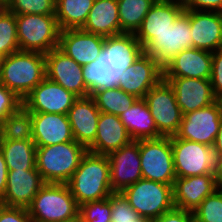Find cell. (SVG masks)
I'll return each mask as SVG.
<instances>
[{
	"label": "cell",
	"mask_w": 222,
	"mask_h": 222,
	"mask_svg": "<svg viewBox=\"0 0 222 222\" xmlns=\"http://www.w3.org/2000/svg\"><path fill=\"white\" fill-rule=\"evenodd\" d=\"M135 34L105 37L101 56L83 66V78L92 93L97 88L115 87L119 76L143 53Z\"/></svg>",
	"instance_id": "6da1fadb"
},
{
	"label": "cell",
	"mask_w": 222,
	"mask_h": 222,
	"mask_svg": "<svg viewBox=\"0 0 222 222\" xmlns=\"http://www.w3.org/2000/svg\"><path fill=\"white\" fill-rule=\"evenodd\" d=\"M67 185L78 206L110 197L113 191L108 156L87 151Z\"/></svg>",
	"instance_id": "7a4b0ae2"
},
{
	"label": "cell",
	"mask_w": 222,
	"mask_h": 222,
	"mask_svg": "<svg viewBox=\"0 0 222 222\" xmlns=\"http://www.w3.org/2000/svg\"><path fill=\"white\" fill-rule=\"evenodd\" d=\"M1 81L22 101L46 77L45 54L17 51L0 58Z\"/></svg>",
	"instance_id": "3957f363"
},
{
	"label": "cell",
	"mask_w": 222,
	"mask_h": 222,
	"mask_svg": "<svg viewBox=\"0 0 222 222\" xmlns=\"http://www.w3.org/2000/svg\"><path fill=\"white\" fill-rule=\"evenodd\" d=\"M87 149L70 141L36 148V169L45 183L67 184Z\"/></svg>",
	"instance_id": "277c9868"
},
{
	"label": "cell",
	"mask_w": 222,
	"mask_h": 222,
	"mask_svg": "<svg viewBox=\"0 0 222 222\" xmlns=\"http://www.w3.org/2000/svg\"><path fill=\"white\" fill-rule=\"evenodd\" d=\"M27 209L33 222H60L79 215V206L67 184L46 183Z\"/></svg>",
	"instance_id": "5b68a950"
},
{
	"label": "cell",
	"mask_w": 222,
	"mask_h": 222,
	"mask_svg": "<svg viewBox=\"0 0 222 222\" xmlns=\"http://www.w3.org/2000/svg\"><path fill=\"white\" fill-rule=\"evenodd\" d=\"M20 51L47 54L58 47L60 28L55 15L15 14Z\"/></svg>",
	"instance_id": "8992f818"
},
{
	"label": "cell",
	"mask_w": 222,
	"mask_h": 222,
	"mask_svg": "<svg viewBox=\"0 0 222 222\" xmlns=\"http://www.w3.org/2000/svg\"><path fill=\"white\" fill-rule=\"evenodd\" d=\"M141 217L157 219L175 208L173 184L140 179L121 192Z\"/></svg>",
	"instance_id": "52a82bcc"
},
{
	"label": "cell",
	"mask_w": 222,
	"mask_h": 222,
	"mask_svg": "<svg viewBox=\"0 0 222 222\" xmlns=\"http://www.w3.org/2000/svg\"><path fill=\"white\" fill-rule=\"evenodd\" d=\"M139 153L142 178L173 184L177 178L174 170L171 137L140 139Z\"/></svg>",
	"instance_id": "ba28073f"
},
{
	"label": "cell",
	"mask_w": 222,
	"mask_h": 222,
	"mask_svg": "<svg viewBox=\"0 0 222 222\" xmlns=\"http://www.w3.org/2000/svg\"><path fill=\"white\" fill-rule=\"evenodd\" d=\"M143 99L149 107L158 133L162 137L175 136L179 131L183 114L169 82L162 78Z\"/></svg>",
	"instance_id": "9c48e42d"
},
{
	"label": "cell",
	"mask_w": 222,
	"mask_h": 222,
	"mask_svg": "<svg viewBox=\"0 0 222 222\" xmlns=\"http://www.w3.org/2000/svg\"><path fill=\"white\" fill-rule=\"evenodd\" d=\"M193 47L189 10H184L164 32L158 33L144 48L163 68L177 54Z\"/></svg>",
	"instance_id": "30bf717a"
},
{
	"label": "cell",
	"mask_w": 222,
	"mask_h": 222,
	"mask_svg": "<svg viewBox=\"0 0 222 222\" xmlns=\"http://www.w3.org/2000/svg\"><path fill=\"white\" fill-rule=\"evenodd\" d=\"M176 177L213 174L215 154L211 146L171 136Z\"/></svg>",
	"instance_id": "8fae6325"
},
{
	"label": "cell",
	"mask_w": 222,
	"mask_h": 222,
	"mask_svg": "<svg viewBox=\"0 0 222 222\" xmlns=\"http://www.w3.org/2000/svg\"><path fill=\"white\" fill-rule=\"evenodd\" d=\"M222 119L218 102L183 115L176 136L193 142L213 146Z\"/></svg>",
	"instance_id": "7c38bea8"
},
{
	"label": "cell",
	"mask_w": 222,
	"mask_h": 222,
	"mask_svg": "<svg viewBox=\"0 0 222 222\" xmlns=\"http://www.w3.org/2000/svg\"><path fill=\"white\" fill-rule=\"evenodd\" d=\"M78 99L58 83L45 77L23 100L30 113H56L67 115Z\"/></svg>",
	"instance_id": "4fadbf2b"
},
{
	"label": "cell",
	"mask_w": 222,
	"mask_h": 222,
	"mask_svg": "<svg viewBox=\"0 0 222 222\" xmlns=\"http://www.w3.org/2000/svg\"><path fill=\"white\" fill-rule=\"evenodd\" d=\"M46 77L78 98L91 96L83 78V66L66 55L58 47L45 54Z\"/></svg>",
	"instance_id": "5bb4252c"
},
{
	"label": "cell",
	"mask_w": 222,
	"mask_h": 222,
	"mask_svg": "<svg viewBox=\"0 0 222 222\" xmlns=\"http://www.w3.org/2000/svg\"><path fill=\"white\" fill-rule=\"evenodd\" d=\"M163 78V68L150 55L142 53L118 78L116 87L138 99Z\"/></svg>",
	"instance_id": "9a60e30c"
},
{
	"label": "cell",
	"mask_w": 222,
	"mask_h": 222,
	"mask_svg": "<svg viewBox=\"0 0 222 222\" xmlns=\"http://www.w3.org/2000/svg\"><path fill=\"white\" fill-rule=\"evenodd\" d=\"M107 156L113 192H122L128 186L142 179L139 140H133Z\"/></svg>",
	"instance_id": "2e32d148"
},
{
	"label": "cell",
	"mask_w": 222,
	"mask_h": 222,
	"mask_svg": "<svg viewBox=\"0 0 222 222\" xmlns=\"http://www.w3.org/2000/svg\"><path fill=\"white\" fill-rule=\"evenodd\" d=\"M105 37L82 29L61 30L58 48L80 66L97 60L104 49Z\"/></svg>",
	"instance_id": "e0dca14e"
},
{
	"label": "cell",
	"mask_w": 222,
	"mask_h": 222,
	"mask_svg": "<svg viewBox=\"0 0 222 222\" xmlns=\"http://www.w3.org/2000/svg\"><path fill=\"white\" fill-rule=\"evenodd\" d=\"M45 184L37 169L8 170L6 190L0 204L28 208Z\"/></svg>",
	"instance_id": "ac0fdd59"
},
{
	"label": "cell",
	"mask_w": 222,
	"mask_h": 222,
	"mask_svg": "<svg viewBox=\"0 0 222 222\" xmlns=\"http://www.w3.org/2000/svg\"><path fill=\"white\" fill-rule=\"evenodd\" d=\"M163 79L172 86L183 115L216 102L210 79L186 77Z\"/></svg>",
	"instance_id": "d6986e66"
},
{
	"label": "cell",
	"mask_w": 222,
	"mask_h": 222,
	"mask_svg": "<svg viewBox=\"0 0 222 222\" xmlns=\"http://www.w3.org/2000/svg\"><path fill=\"white\" fill-rule=\"evenodd\" d=\"M193 48L214 51L222 48V12L189 10Z\"/></svg>",
	"instance_id": "ffe728a7"
},
{
	"label": "cell",
	"mask_w": 222,
	"mask_h": 222,
	"mask_svg": "<svg viewBox=\"0 0 222 222\" xmlns=\"http://www.w3.org/2000/svg\"><path fill=\"white\" fill-rule=\"evenodd\" d=\"M212 53L189 48L181 51L163 67V78L210 79Z\"/></svg>",
	"instance_id": "44dd1931"
},
{
	"label": "cell",
	"mask_w": 222,
	"mask_h": 222,
	"mask_svg": "<svg viewBox=\"0 0 222 222\" xmlns=\"http://www.w3.org/2000/svg\"><path fill=\"white\" fill-rule=\"evenodd\" d=\"M213 174L177 177L173 183V200L177 209L193 212L215 190Z\"/></svg>",
	"instance_id": "7402d4cb"
},
{
	"label": "cell",
	"mask_w": 222,
	"mask_h": 222,
	"mask_svg": "<svg viewBox=\"0 0 222 222\" xmlns=\"http://www.w3.org/2000/svg\"><path fill=\"white\" fill-rule=\"evenodd\" d=\"M181 0H156L136 32V39L144 48L158 33L167 30L184 11Z\"/></svg>",
	"instance_id": "603a6c76"
},
{
	"label": "cell",
	"mask_w": 222,
	"mask_h": 222,
	"mask_svg": "<svg viewBox=\"0 0 222 222\" xmlns=\"http://www.w3.org/2000/svg\"><path fill=\"white\" fill-rule=\"evenodd\" d=\"M100 111L91 96L78 98L67 113L73 138L88 149L97 134Z\"/></svg>",
	"instance_id": "cb8c5ba5"
},
{
	"label": "cell",
	"mask_w": 222,
	"mask_h": 222,
	"mask_svg": "<svg viewBox=\"0 0 222 222\" xmlns=\"http://www.w3.org/2000/svg\"><path fill=\"white\" fill-rule=\"evenodd\" d=\"M33 141L36 147L74 141L71 125L65 114L30 113Z\"/></svg>",
	"instance_id": "d4e9b609"
},
{
	"label": "cell",
	"mask_w": 222,
	"mask_h": 222,
	"mask_svg": "<svg viewBox=\"0 0 222 222\" xmlns=\"http://www.w3.org/2000/svg\"><path fill=\"white\" fill-rule=\"evenodd\" d=\"M133 139L121 122L119 116L100 112L97 134L94 143L87 151L108 155L112 151L131 143Z\"/></svg>",
	"instance_id": "484cf974"
},
{
	"label": "cell",
	"mask_w": 222,
	"mask_h": 222,
	"mask_svg": "<svg viewBox=\"0 0 222 222\" xmlns=\"http://www.w3.org/2000/svg\"><path fill=\"white\" fill-rule=\"evenodd\" d=\"M81 29L103 37L119 35L120 20L117 0H94Z\"/></svg>",
	"instance_id": "4316f807"
},
{
	"label": "cell",
	"mask_w": 222,
	"mask_h": 222,
	"mask_svg": "<svg viewBox=\"0 0 222 222\" xmlns=\"http://www.w3.org/2000/svg\"><path fill=\"white\" fill-rule=\"evenodd\" d=\"M119 118L131 138L135 141L162 137L158 133L149 107L143 98L137 99L131 108L122 113Z\"/></svg>",
	"instance_id": "83f0119b"
},
{
	"label": "cell",
	"mask_w": 222,
	"mask_h": 222,
	"mask_svg": "<svg viewBox=\"0 0 222 222\" xmlns=\"http://www.w3.org/2000/svg\"><path fill=\"white\" fill-rule=\"evenodd\" d=\"M36 148L33 140H0L8 170L36 169Z\"/></svg>",
	"instance_id": "f1b7e54d"
},
{
	"label": "cell",
	"mask_w": 222,
	"mask_h": 222,
	"mask_svg": "<svg viewBox=\"0 0 222 222\" xmlns=\"http://www.w3.org/2000/svg\"><path fill=\"white\" fill-rule=\"evenodd\" d=\"M94 0H56L55 16L60 30L81 29Z\"/></svg>",
	"instance_id": "f546056e"
},
{
	"label": "cell",
	"mask_w": 222,
	"mask_h": 222,
	"mask_svg": "<svg viewBox=\"0 0 222 222\" xmlns=\"http://www.w3.org/2000/svg\"><path fill=\"white\" fill-rule=\"evenodd\" d=\"M100 112L120 116L136 102L138 98L119 87L97 88L91 93Z\"/></svg>",
	"instance_id": "4dcf8cb0"
},
{
	"label": "cell",
	"mask_w": 222,
	"mask_h": 222,
	"mask_svg": "<svg viewBox=\"0 0 222 222\" xmlns=\"http://www.w3.org/2000/svg\"><path fill=\"white\" fill-rule=\"evenodd\" d=\"M156 0H117L120 34H136Z\"/></svg>",
	"instance_id": "1f68e13d"
},
{
	"label": "cell",
	"mask_w": 222,
	"mask_h": 222,
	"mask_svg": "<svg viewBox=\"0 0 222 222\" xmlns=\"http://www.w3.org/2000/svg\"><path fill=\"white\" fill-rule=\"evenodd\" d=\"M31 114L23 106L0 123V140H32Z\"/></svg>",
	"instance_id": "d6a6232c"
},
{
	"label": "cell",
	"mask_w": 222,
	"mask_h": 222,
	"mask_svg": "<svg viewBox=\"0 0 222 222\" xmlns=\"http://www.w3.org/2000/svg\"><path fill=\"white\" fill-rule=\"evenodd\" d=\"M20 51L15 14L6 10L0 16V58Z\"/></svg>",
	"instance_id": "836d02e7"
},
{
	"label": "cell",
	"mask_w": 222,
	"mask_h": 222,
	"mask_svg": "<svg viewBox=\"0 0 222 222\" xmlns=\"http://www.w3.org/2000/svg\"><path fill=\"white\" fill-rule=\"evenodd\" d=\"M196 222H222V189L207 196L193 211Z\"/></svg>",
	"instance_id": "e575fe53"
},
{
	"label": "cell",
	"mask_w": 222,
	"mask_h": 222,
	"mask_svg": "<svg viewBox=\"0 0 222 222\" xmlns=\"http://www.w3.org/2000/svg\"><path fill=\"white\" fill-rule=\"evenodd\" d=\"M111 222H153V219L139 216L121 192H113L111 194Z\"/></svg>",
	"instance_id": "d590c367"
},
{
	"label": "cell",
	"mask_w": 222,
	"mask_h": 222,
	"mask_svg": "<svg viewBox=\"0 0 222 222\" xmlns=\"http://www.w3.org/2000/svg\"><path fill=\"white\" fill-rule=\"evenodd\" d=\"M56 0H7V10L14 14L55 15Z\"/></svg>",
	"instance_id": "8d00e7d4"
},
{
	"label": "cell",
	"mask_w": 222,
	"mask_h": 222,
	"mask_svg": "<svg viewBox=\"0 0 222 222\" xmlns=\"http://www.w3.org/2000/svg\"><path fill=\"white\" fill-rule=\"evenodd\" d=\"M82 222H111V196L79 206Z\"/></svg>",
	"instance_id": "74e56055"
},
{
	"label": "cell",
	"mask_w": 222,
	"mask_h": 222,
	"mask_svg": "<svg viewBox=\"0 0 222 222\" xmlns=\"http://www.w3.org/2000/svg\"><path fill=\"white\" fill-rule=\"evenodd\" d=\"M22 106L23 101L6 86L0 84V123Z\"/></svg>",
	"instance_id": "f35d334b"
},
{
	"label": "cell",
	"mask_w": 222,
	"mask_h": 222,
	"mask_svg": "<svg viewBox=\"0 0 222 222\" xmlns=\"http://www.w3.org/2000/svg\"><path fill=\"white\" fill-rule=\"evenodd\" d=\"M210 81L213 93L217 97L220 93H222V48L212 53Z\"/></svg>",
	"instance_id": "ab89813d"
},
{
	"label": "cell",
	"mask_w": 222,
	"mask_h": 222,
	"mask_svg": "<svg viewBox=\"0 0 222 222\" xmlns=\"http://www.w3.org/2000/svg\"><path fill=\"white\" fill-rule=\"evenodd\" d=\"M0 222H33L27 208L0 204Z\"/></svg>",
	"instance_id": "60d3db41"
},
{
	"label": "cell",
	"mask_w": 222,
	"mask_h": 222,
	"mask_svg": "<svg viewBox=\"0 0 222 222\" xmlns=\"http://www.w3.org/2000/svg\"><path fill=\"white\" fill-rule=\"evenodd\" d=\"M184 9L222 12V0H181Z\"/></svg>",
	"instance_id": "b9f144b4"
},
{
	"label": "cell",
	"mask_w": 222,
	"mask_h": 222,
	"mask_svg": "<svg viewBox=\"0 0 222 222\" xmlns=\"http://www.w3.org/2000/svg\"><path fill=\"white\" fill-rule=\"evenodd\" d=\"M153 222H194V215L191 211L174 208L154 219Z\"/></svg>",
	"instance_id": "7bdbcfd3"
},
{
	"label": "cell",
	"mask_w": 222,
	"mask_h": 222,
	"mask_svg": "<svg viewBox=\"0 0 222 222\" xmlns=\"http://www.w3.org/2000/svg\"><path fill=\"white\" fill-rule=\"evenodd\" d=\"M8 168L2 150L0 149V200L3 198L7 185Z\"/></svg>",
	"instance_id": "ee69618b"
},
{
	"label": "cell",
	"mask_w": 222,
	"mask_h": 222,
	"mask_svg": "<svg viewBox=\"0 0 222 222\" xmlns=\"http://www.w3.org/2000/svg\"><path fill=\"white\" fill-rule=\"evenodd\" d=\"M213 176H214L217 188L222 189V155L215 156Z\"/></svg>",
	"instance_id": "f6af8a7d"
},
{
	"label": "cell",
	"mask_w": 222,
	"mask_h": 222,
	"mask_svg": "<svg viewBox=\"0 0 222 222\" xmlns=\"http://www.w3.org/2000/svg\"><path fill=\"white\" fill-rule=\"evenodd\" d=\"M215 156L222 155V119L219 127L218 134L215 138V142L212 146Z\"/></svg>",
	"instance_id": "bcb514c9"
},
{
	"label": "cell",
	"mask_w": 222,
	"mask_h": 222,
	"mask_svg": "<svg viewBox=\"0 0 222 222\" xmlns=\"http://www.w3.org/2000/svg\"><path fill=\"white\" fill-rule=\"evenodd\" d=\"M7 10V0H0V16Z\"/></svg>",
	"instance_id": "7dc6e473"
},
{
	"label": "cell",
	"mask_w": 222,
	"mask_h": 222,
	"mask_svg": "<svg viewBox=\"0 0 222 222\" xmlns=\"http://www.w3.org/2000/svg\"><path fill=\"white\" fill-rule=\"evenodd\" d=\"M60 222H82L80 216L78 215L75 218H72L70 220L60 221Z\"/></svg>",
	"instance_id": "c3c4849f"
},
{
	"label": "cell",
	"mask_w": 222,
	"mask_h": 222,
	"mask_svg": "<svg viewBox=\"0 0 222 222\" xmlns=\"http://www.w3.org/2000/svg\"><path fill=\"white\" fill-rule=\"evenodd\" d=\"M216 101L218 102L221 110H222V93H220L217 97H216Z\"/></svg>",
	"instance_id": "681fc988"
},
{
	"label": "cell",
	"mask_w": 222,
	"mask_h": 222,
	"mask_svg": "<svg viewBox=\"0 0 222 222\" xmlns=\"http://www.w3.org/2000/svg\"><path fill=\"white\" fill-rule=\"evenodd\" d=\"M0 84H2V81H1V68H0Z\"/></svg>",
	"instance_id": "f907efd6"
}]
</instances>
